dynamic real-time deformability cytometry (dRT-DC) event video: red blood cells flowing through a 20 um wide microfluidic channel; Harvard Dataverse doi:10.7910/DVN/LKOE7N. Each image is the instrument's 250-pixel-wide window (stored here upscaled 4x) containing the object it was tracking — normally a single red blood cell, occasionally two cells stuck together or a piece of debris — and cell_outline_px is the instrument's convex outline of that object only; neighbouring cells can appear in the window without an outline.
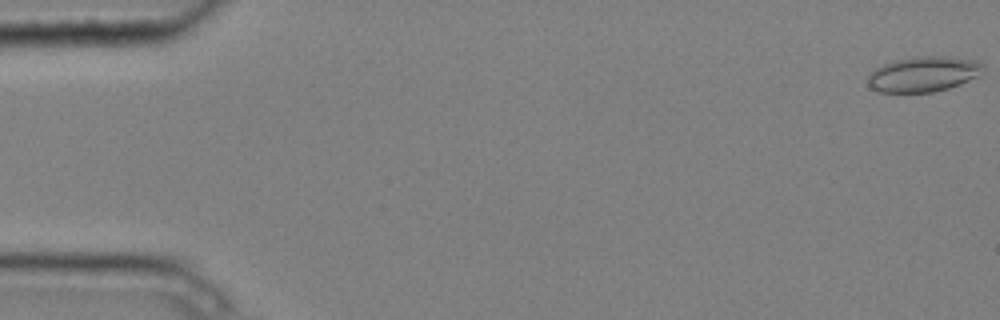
{"species": "common noctule bat (a hibernating species)", "species_latin": "Nyctalus noctula", "temperature_condition": "cold", "stored_images_in_passage": 5, "camera_frame_rate_fps": 3000, "um_per_image_px": 0.085, "animal": {"sex": "male", "body_mass_g": 20.4}, "frame": {"image": 1, "passage_image": 1, "time_ms": 0.0, "image_size_px": [1000, 320], "cell_outline_px": [[984, 68], [976, 76], [960, 84], [948, 88], [932, 92], [876, 92], [868, 84], [868, 76], [876, 68], [884, 64], [896, 60], [916, 56], [948, 56], [972, 60], [984, 64]], "centroid_in_image_um": [78.47, 6.3], "position_along_channel_um": 6.5, "area_um2": 23.47}}
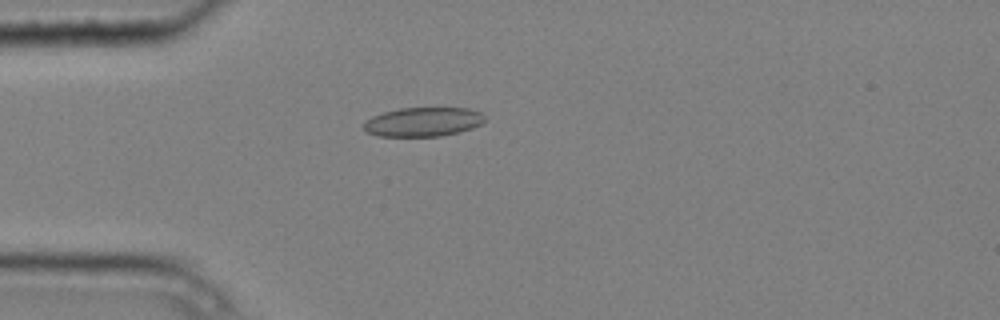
{"frame": {"image": 2, "passage_image": 5, "time_ms": 1.333, "image_size_px": [1000, 320], "cell_outline_px": [[484, 120], [480, 124], [472, 128], [460, 132], [440, 136], [376, 136], [368, 132], [364, 128], [364, 124], [372, 116], [384, 112], [400, 108], [468, 108], [480, 112], [484, 116]], "centroid_in_image_um": [35.97, 10.36], "position_along_channel_um": 49.0, "area_um2": 20.4}}